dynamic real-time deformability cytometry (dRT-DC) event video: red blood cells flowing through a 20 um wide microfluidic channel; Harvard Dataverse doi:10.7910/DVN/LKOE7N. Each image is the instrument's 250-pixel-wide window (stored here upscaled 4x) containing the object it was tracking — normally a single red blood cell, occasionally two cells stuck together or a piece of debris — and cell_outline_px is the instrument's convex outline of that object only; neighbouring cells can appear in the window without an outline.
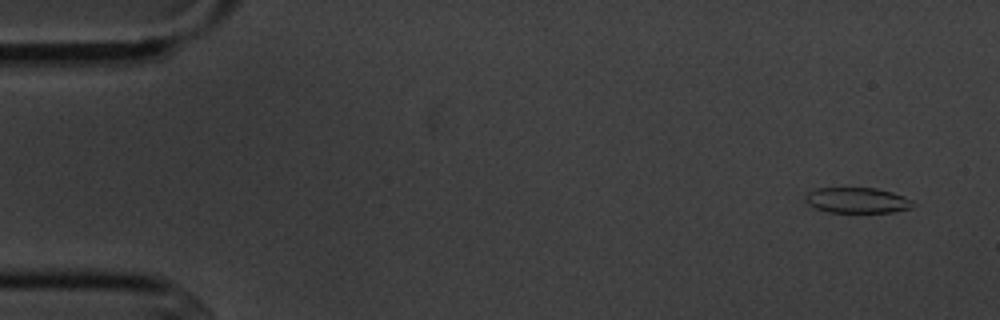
{"species": "common noctule bat (a hibernating species)", "species_latin": "Nyctalus noctula", "temperature_condition": "cold", "stored_images_in_passage": 5, "camera_frame_rate_fps": 3000, "um_per_image_px": 0.085, "animal": {"sex": "male", "body_mass_g": 20.1, "forearm_length_mm": 53.5}, "frame": {"image": 1, "passage_image": 1, "time_ms": 0.0, "image_size_px": [1000, 320], "cell_outline_px": [[916, 204], [912, 208], [892, 212], [828, 212], [816, 208], [808, 204], [804, 200], [804, 196], [808, 192], [816, 188], [876, 188], [892, 192], [904, 196], [912, 200]], "centroid_in_image_um": [72.87, 17.02], "position_along_channel_um": 12.1, "area_um2": 16.13}}